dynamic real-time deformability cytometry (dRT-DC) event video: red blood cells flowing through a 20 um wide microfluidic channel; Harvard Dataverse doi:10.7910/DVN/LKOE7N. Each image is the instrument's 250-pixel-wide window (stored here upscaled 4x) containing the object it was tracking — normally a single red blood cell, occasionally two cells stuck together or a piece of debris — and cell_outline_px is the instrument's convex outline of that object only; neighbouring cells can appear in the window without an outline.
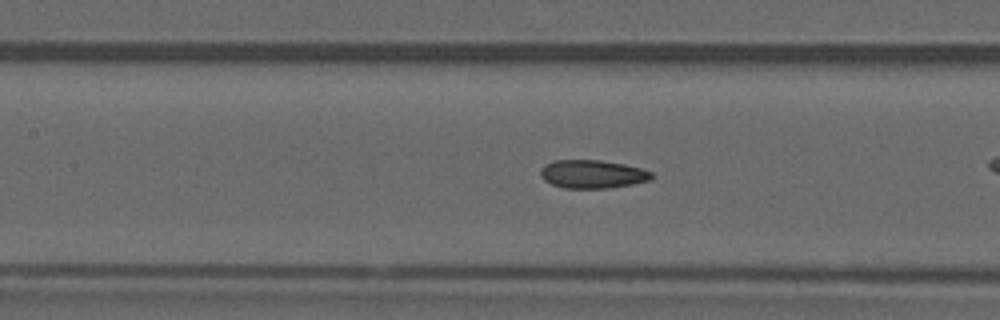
{"species": "common noctule bat (a hibernating species)", "species_latin": "Nyctalus noctula", "temperature_condition": "warm", "stored_images_in_passage": 38, "camera_frame_rate_fps": 3000, "um_per_image_px": 0.085, "animal": {"sex": "male", "forearm_length_mm": 52.5}, "frame": {"image": 1, "passage_image": 22, "time_ms": 7.0, "image_size_px": [1000, 320], "cell_outline_px": [[652, 180], [632, 184], [608, 188], [564, 188], [552, 184], [544, 180], [540, 176], [540, 168], [544, 164], [552, 160], [600, 160], [624, 164], [640, 168], [652, 172]], "centroid_in_image_um": [50.33, 14.79], "position_along_channel_um": 157.1, "area_um2": 18.44}}